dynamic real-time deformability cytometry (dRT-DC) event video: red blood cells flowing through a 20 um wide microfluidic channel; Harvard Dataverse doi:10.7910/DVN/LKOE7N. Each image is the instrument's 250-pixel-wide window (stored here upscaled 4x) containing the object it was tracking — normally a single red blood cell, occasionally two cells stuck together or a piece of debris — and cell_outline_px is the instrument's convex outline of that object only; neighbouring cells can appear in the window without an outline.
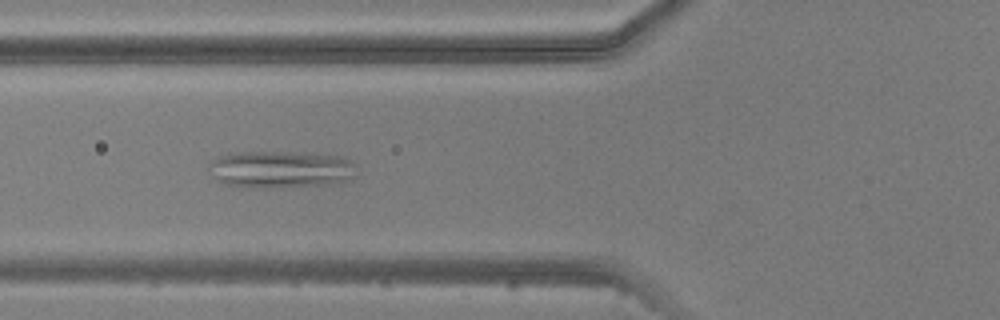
{"species": "common noctule bat (a hibernating species)", "species_latin": "Nyctalus noctula", "temperature_condition": "warm", "stored_images_in_passage": 4, "camera_frame_rate_fps": 3000, "um_per_image_px": 0.085, "animal": {"sex": "male", "body_mass_g": 20.5, "forearm_length_mm": 52.5}, "frame": {"image": 1, "passage_image": 2, "time_ms": 1.0, "image_size_px": [1000, 320], "cell_outline_px": [[356, 176], [348, 180], [324, 184], [264, 188], [224, 184], [208, 168], [208, 164], [212, 160], [224, 156], [240, 152], [288, 152], [348, 156], [352, 164]], "centroid_in_image_um": [23.9, 14.38], "position_along_channel_um": 101.9, "area_um2": 31.39}}